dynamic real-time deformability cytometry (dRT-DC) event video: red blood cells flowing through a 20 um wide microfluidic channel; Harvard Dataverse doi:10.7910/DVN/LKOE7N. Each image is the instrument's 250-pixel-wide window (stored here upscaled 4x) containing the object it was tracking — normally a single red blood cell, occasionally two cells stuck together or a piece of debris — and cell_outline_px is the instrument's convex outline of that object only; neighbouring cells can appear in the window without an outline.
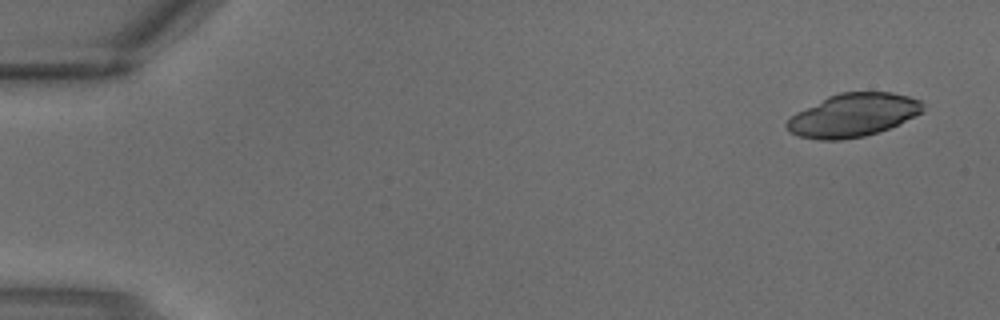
{"species": "common noctule bat (a hibernating species)", "species_latin": "Nyctalus noctula", "temperature_condition": "warm", "stored_images_in_passage": 2, "camera_frame_rate_fps": 3000, "um_per_image_px": 0.085, "animal": {"sex": "male", "body_mass_g": 18.8}, "frame": {"image": 1, "passage_image": 1, "time_ms": 0.0, "image_size_px": [1000, 320], "cell_outline_px": [[924, 112], [888, 128], [864, 136], [840, 140], [820, 140], [800, 136], [792, 132], [784, 124], [796, 112], [828, 96], [840, 92], [892, 92], [908, 96], [920, 100], [924, 104]], "centroid_in_image_um": [72.53, 9.77], "position_along_channel_um": 12.5, "area_um2": 34.04}}